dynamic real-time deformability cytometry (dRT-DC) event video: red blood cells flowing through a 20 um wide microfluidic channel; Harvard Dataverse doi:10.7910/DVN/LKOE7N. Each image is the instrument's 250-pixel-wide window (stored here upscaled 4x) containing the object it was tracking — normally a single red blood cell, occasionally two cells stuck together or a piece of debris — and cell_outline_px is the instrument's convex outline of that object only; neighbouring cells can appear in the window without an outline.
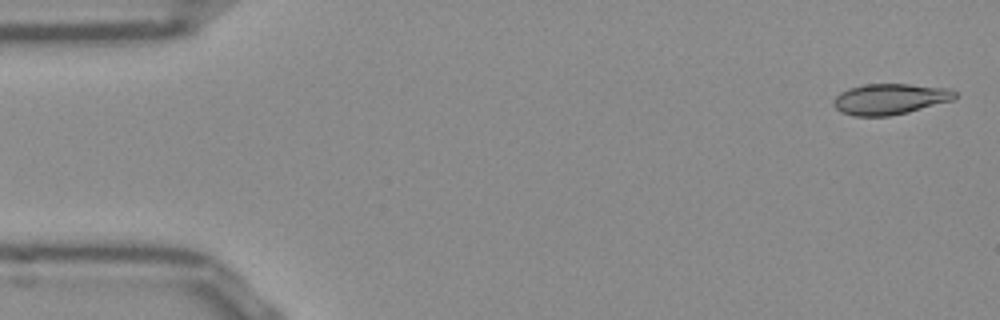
{"species": "Egyptian fruit bat (a non-hibernating species)", "species_latin": "Rousettus aegyptiacus", "temperature_condition": "room temperature", "stored_images_in_passage": 49, "camera_frame_rate_fps": 3000, "um_per_image_px": 0.085, "frame": {"image": 1, "passage_image": 2, "time_ms": 0.333, "image_size_px": [1000, 320], "cell_outline_px": [[956, 100], [908, 112], [888, 116], [852, 116], [840, 112], [832, 104], [832, 100], [840, 92], [852, 88], [868, 84], [908, 84], [948, 88], [956, 92]], "centroid_in_image_um": [75.66, 8.43], "position_along_channel_um": 9.3, "area_um2": 21.91}}
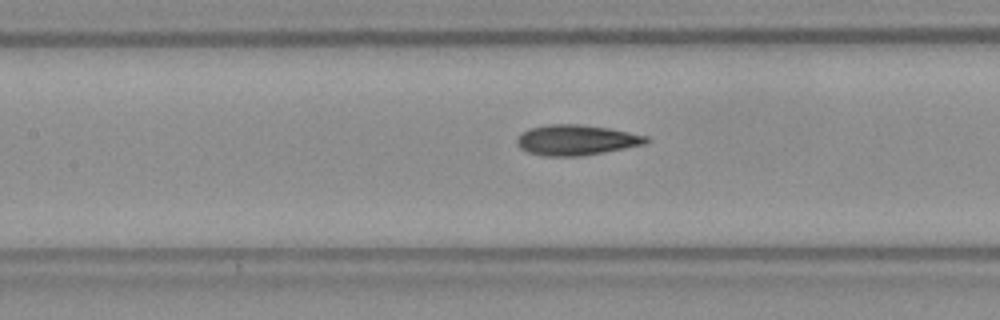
{"frame": {"image": 2, "passage_image": 23, "time_ms": 7.333, "image_size_px": [1000, 320], "cell_outline_px": [[652, 140], [644, 144], [624, 148], [580, 156], [544, 156], [528, 152], [520, 148], [516, 144], [516, 140], [528, 128], [548, 124], [580, 124], [608, 128], [648, 136]], "centroid_in_image_um": [48.97, 11.9], "position_along_channel_um": 158.4, "area_um2": 22.77}}
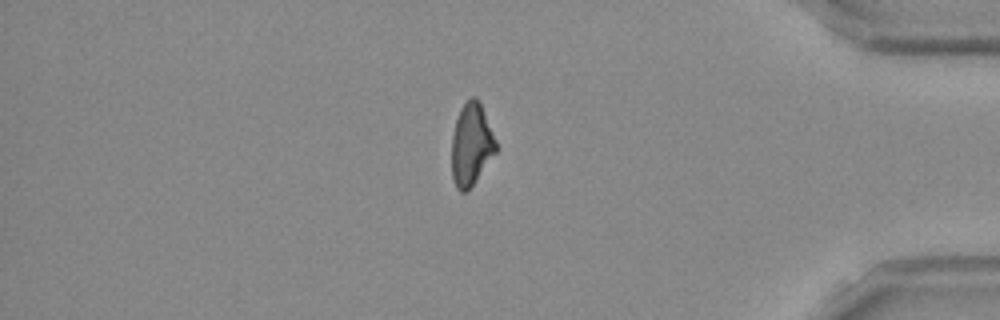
{"frame": {"image": 3, "passage_image": 44, "time_ms": 14.333, "image_size_px": [1000, 320], "cell_outline_px": [[496, 152], [472, 184], [464, 192], [460, 192], [456, 188], [452, 176], [452, 136], [456, 120], [460, 108], [472, 96], [476, 96], [480, 104], [496, 140]], "centroid_in_image_um": [40.04, 12.28], "position_along_channel_um": 395.2, "area_um2": 20.69}}